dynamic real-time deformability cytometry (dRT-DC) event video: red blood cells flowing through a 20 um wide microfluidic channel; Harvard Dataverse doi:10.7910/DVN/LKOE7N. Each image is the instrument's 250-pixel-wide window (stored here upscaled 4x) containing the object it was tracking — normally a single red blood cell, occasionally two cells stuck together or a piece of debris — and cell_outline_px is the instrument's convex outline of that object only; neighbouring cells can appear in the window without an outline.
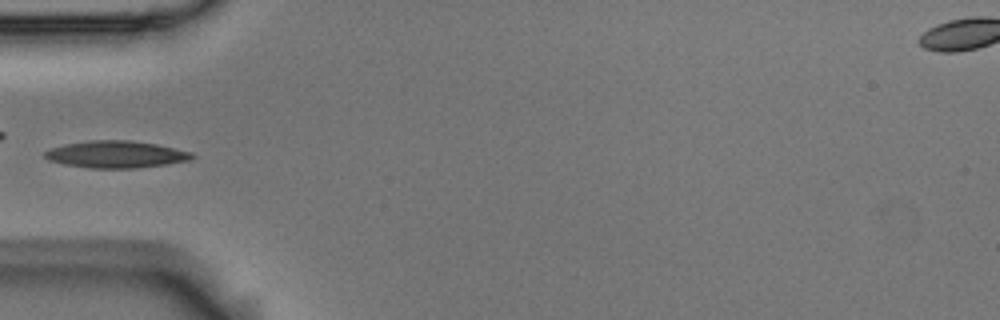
{"species": "Egyptian fruit bat (a non-hibernating species)", "species_latin": "Rousettus aegyptiacus", "temperature_condition": "room temperature", "stored_images_in_passage": 6, "camera_frame_rate_fps": 3000, "um_per_image_px": 0.085, "animal": {"sex": "male"}, "frame": {"image": 1, "passage_image": 5, "time_ms": 1.333, "image_size_px": [1000, 320], "cell_outline_px": [[196, 156], [188, 160], [168, 164], [136, 168], [88, 168], [64, 164], [48, 160], [44, 156], [44, 152], [52, 148], [68, 144], [88, 140], [132, 140], [156, 144], [192, 152]], "centroid_in_image_um": [9.88, 13.12], "position_along_channel_um": 75.1, "area_um2": 23.12}}
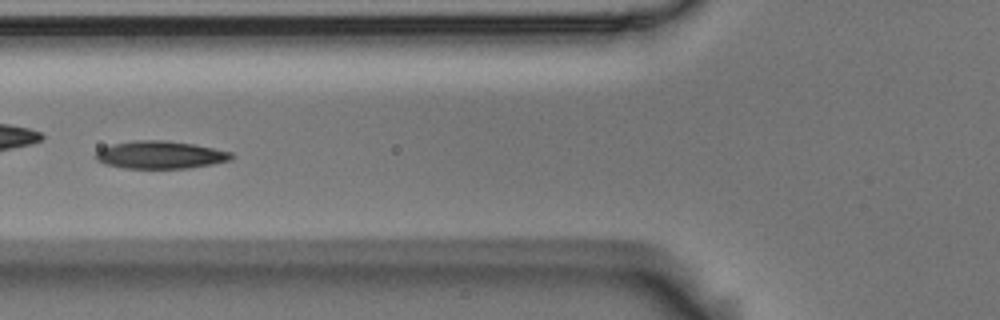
{"frame": {"image": 2, "passage_image": 6, "time_ms": 1.667, "image_size_px": [1000, 320], "cell_outline_px": [[236, 156], [228, 160], [212, 164], [188, 168], [124, 168], [104, 164], [96, 160], [92, 156], [100, 148], [112, 144], [136, 140], [164, 140], [192, 144], [232, 152]], "centroid_in_image_um": [13.57, 13.16], "position_along_channel_um": 112.2, "area_um2": 21.91}}